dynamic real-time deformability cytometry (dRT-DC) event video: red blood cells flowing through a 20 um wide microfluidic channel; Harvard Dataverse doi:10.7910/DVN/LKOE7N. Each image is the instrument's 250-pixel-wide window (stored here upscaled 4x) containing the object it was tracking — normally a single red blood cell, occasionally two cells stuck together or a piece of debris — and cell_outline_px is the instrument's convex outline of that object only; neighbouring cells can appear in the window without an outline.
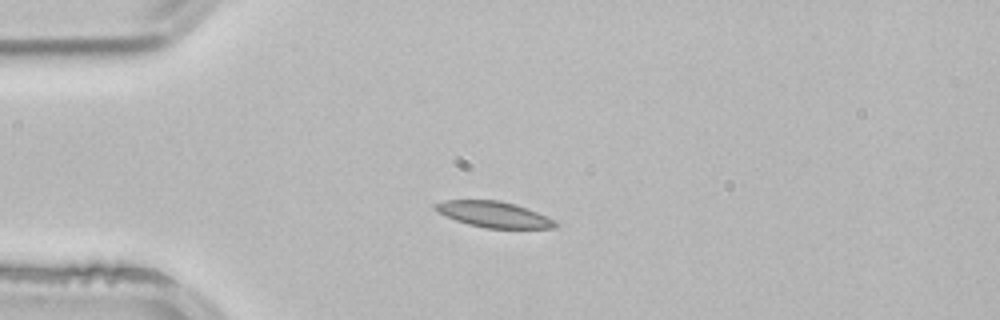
{"species": "common noctule bat (a hibernating species)", "species_latin": "Nyctalus noctula", "temperature_condition": "room temperature", "stored_images_in_passage": 3, "camera_frame_rate_fps": 3000, "um_per_image_px": 0.085, "animal": {"sex": "male", "body_mass_g": 21.5, "forearm_length_mm": 52.0}, "frame": {"image": 1, "passage_image": 2, "time_ms": 0.333, "image_size_px": [1000, 320], "cell_outline_px": [[556, 228], [484, 228], [468, 224], [444, 216], [436, 212], [432, 208], [432, 204], [444, 200], [500, 200], [516, 204], [528, 208], [556, 220]], "centroid_in_image_um": [41.92, 18.21], "position_along_channel_um": 43.1, "area_um2": 18.38}}